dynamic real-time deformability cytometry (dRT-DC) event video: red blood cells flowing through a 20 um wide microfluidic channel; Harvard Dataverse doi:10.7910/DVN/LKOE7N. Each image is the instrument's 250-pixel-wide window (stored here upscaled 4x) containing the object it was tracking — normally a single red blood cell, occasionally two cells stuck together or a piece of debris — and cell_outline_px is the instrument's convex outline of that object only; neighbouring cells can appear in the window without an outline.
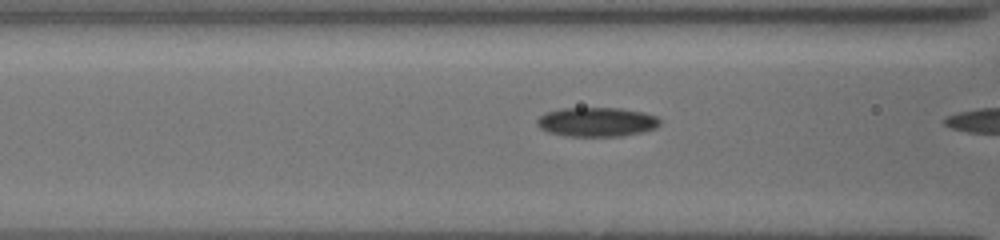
{"species": "common noctule bat (a hibernating species)", "species_latin": "Nyctalus noctula", "temperature_condition": "cold", "stored_images_in_passage": 4, "camera_frame_rate_fps": 3000, "um_per_image_px": 0.085, "animal": {"sex": "female", "body_mass_g": 19.5, "forearm_length_mm": 54.1}, "frame": {"image": 1, "passage_image": 3, "time_ms": 0.667, "image_size_px": [1000, 240], "cell_outline_px": [[660, 124], [656, 128], [640, 132], [620, 136], [564, 136], [548, 132], [540, 128], [536, 124], [536, 120], [544, 112], [560, 108], [620, 108], [644, 112], [656, 116], [660, 120]], "centroid_in_image_um": [50.69, 10.36], "position_along_channel_um": 115.9, "area_um2": 21.1}}